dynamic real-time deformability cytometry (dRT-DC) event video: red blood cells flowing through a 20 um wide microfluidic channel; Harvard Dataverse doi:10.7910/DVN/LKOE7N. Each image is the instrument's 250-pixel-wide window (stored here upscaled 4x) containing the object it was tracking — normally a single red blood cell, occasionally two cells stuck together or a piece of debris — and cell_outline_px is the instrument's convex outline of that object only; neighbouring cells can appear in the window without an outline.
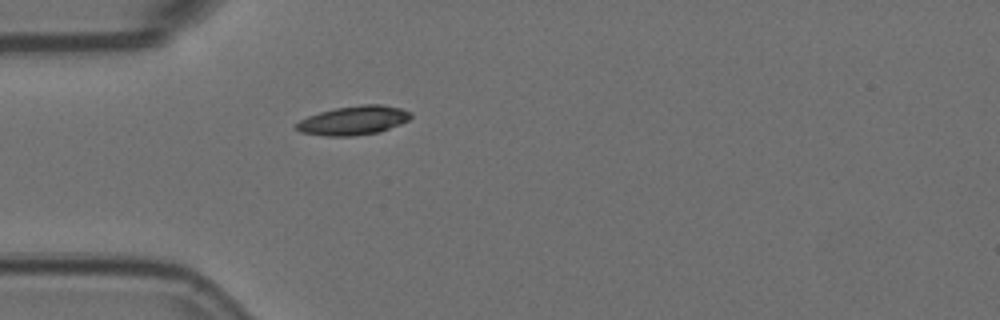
{"species": "Egyptian fruit bat (a non-hibernating species)", "species_latin": "Rousettus aegyptiacus", "temperature_condition": "room temperature", "stored_images_in_passage": 17, "camera_frame_rate_fps": 3000, "um_per_image_px": 0.085, "animal": {"sex": "female"}, "frame": {"image": 1, "passage_image": 1, "time_ms": 0.0, "image_size_px": [1000, 320], "cell_outline_px": [[412, 116], [408, 120], [400, 124], [380, 132], [356, 136], [324, 136], [300, 132], [296, 128], [296, 124], [300, 120], [308, 116], [320, 112], [336, 108], [364, 104], [380, 104], [400, 108], [412, 112]], "centroid_in_image_um": [30.07, 10.24], "position_along_channel_um": 54.9, "area_um2": 19.36}}
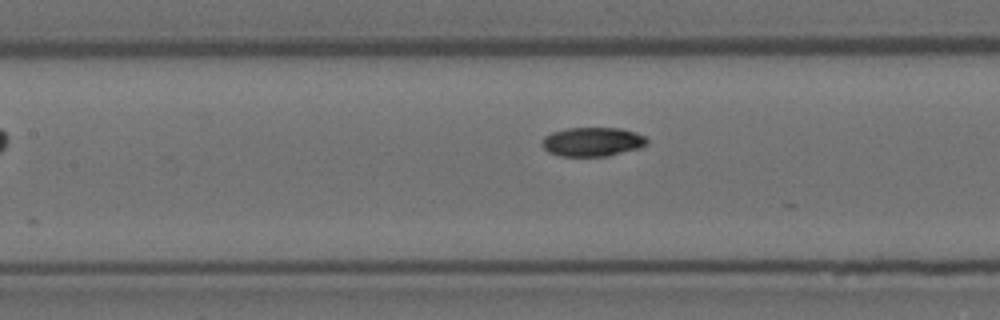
{"frame": {"image": 2, "passage_image": 10, "time_ms": 3.0, "image_size_px": [1000, 320], "cell_outline_px": [[648, 144], [640, 148], [608, 156], [560, 156], [548, 152], [540, 144], [544, 136], [552, 132], [568, 128], [620, 128], [636, 132], [644, 136], [648, 140]], "centroid_in_image_um": [50.36, 12.05], "position_along_channel_um": 157.0, "area_um2": 17.92}}
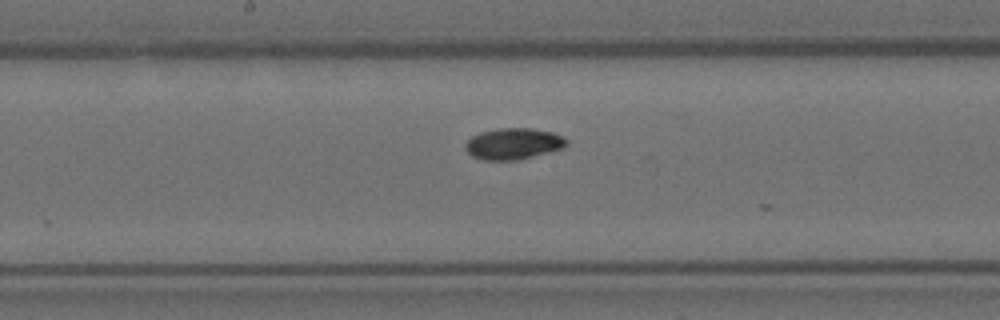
{"frame": {"image": 3, "passage_image": 14, "time_ms": 4.333, "image_size_px": [1000, 320], "cell_outline_px": [[568, 144], [564, 148], [516, 160], [484, 160], [472, 156], [464, 148], [464, 144], [472, 136], [480, 132], [500, 128], [532, 128], [552, 132], [564, 136], [568, 140]], "centroid_in_image_um": [43.65, 12.21], "position_along_channel_um": 204.6, "area_um2": 18.5}}